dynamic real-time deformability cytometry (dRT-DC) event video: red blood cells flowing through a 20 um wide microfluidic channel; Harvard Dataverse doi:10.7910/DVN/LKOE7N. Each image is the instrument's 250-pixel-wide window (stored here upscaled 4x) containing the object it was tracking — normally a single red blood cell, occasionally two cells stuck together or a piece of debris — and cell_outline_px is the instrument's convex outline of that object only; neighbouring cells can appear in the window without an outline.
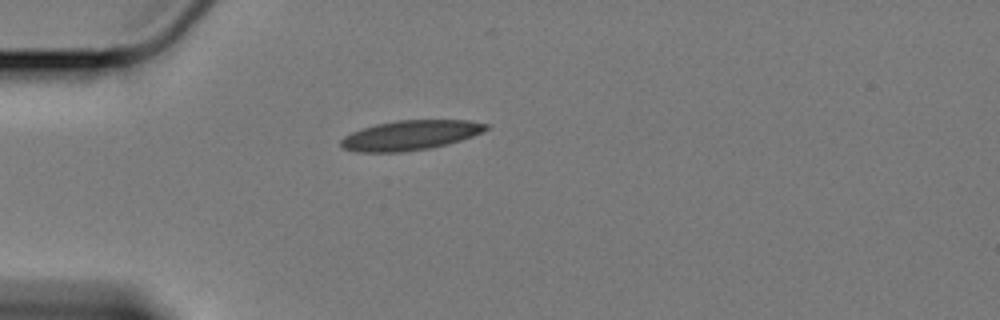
{"species": "Egyptian fruit bat (a non-hibernating species)", "species_latin": "Rousettus aegyptiacus", "temperature_condition": "cold", "stored_images_in_passage": 44, "camera_frame_rate_fps": 3000, "um_per_image_px": 0.085, "animal": {"sex": "female"}, "frame": {"image": 1, "passage_image": 1, "time_ms": 0.0, "image_size_px": [1000, 320], "cell_outline_px": [[488, 128], [472, 136], [460, 140], [428, 148], [400, 152], [356, 152], [344, 148], [340, 144], [340, 140], [344, 136], [360, 128], [376, 124], [396, 120], [472, 120], [488, 124]], "centroid_in_image_um": [34.83, 11.48], "position_along_channel_um": 50.2, "area_um2": 24.97}}
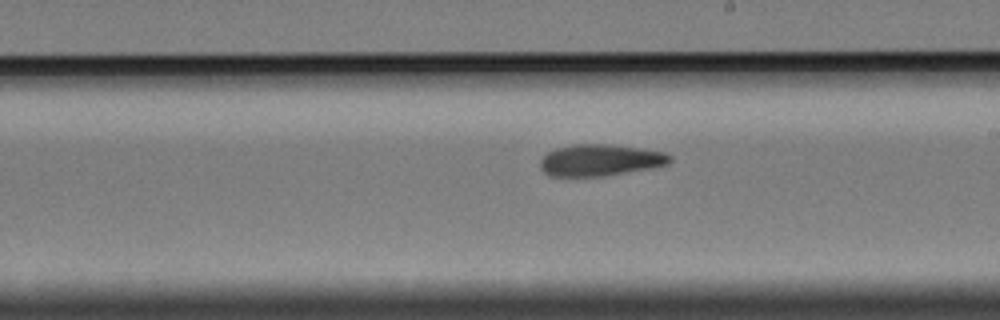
{"frame": {"image": 2, "passage_image": 19, "time_ms": 6.0, "image_size_px": [1000, 320], "cell_outline_px": [[672, 160], [668, 164], [648, 168], [604, 176], [548, 176], [540, 168], [540, 160], [548, 152], [556, 148], [572, 144], [612, 144], [664, 152], [672, 156]], "centroid_in_image_um": [50.99, 13.61], "position_along_channel_um": 238.0, "area_um2": 23.81}}
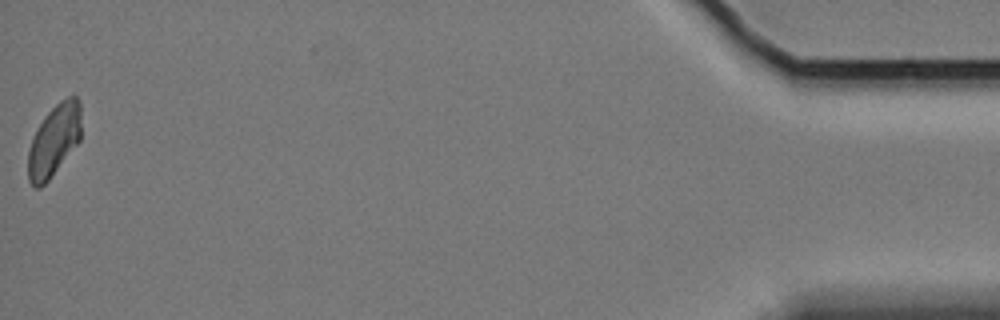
{"frame": {"image": 3, "passage_image": 44, "time_ms": 14.333, "image_size_px": [1000, 320], "cell_outline_px": [[80, 140], [48, 180], [40, 188], [36, 188], [28, 180], [28, 152], [32, 140], [44, 116], [60, 100], [68, 96], [76, 96], [80, 100]], "centroid_in_image_um": [4.6, 11.92], "position_along_channel_um": 430.6, "area_um2": 21.85}, "authors_computed_cell_mechanics": {"area_um2": 23.8136, "velocity_mm_per_s": 3.3685, "shape_relaxation_time_tau1_ms": null, "shape_relaxation_time_tau2_ms": 7.5638, "deformation_change_tau1": null, "deformation_change_tau2": 0.1372}}